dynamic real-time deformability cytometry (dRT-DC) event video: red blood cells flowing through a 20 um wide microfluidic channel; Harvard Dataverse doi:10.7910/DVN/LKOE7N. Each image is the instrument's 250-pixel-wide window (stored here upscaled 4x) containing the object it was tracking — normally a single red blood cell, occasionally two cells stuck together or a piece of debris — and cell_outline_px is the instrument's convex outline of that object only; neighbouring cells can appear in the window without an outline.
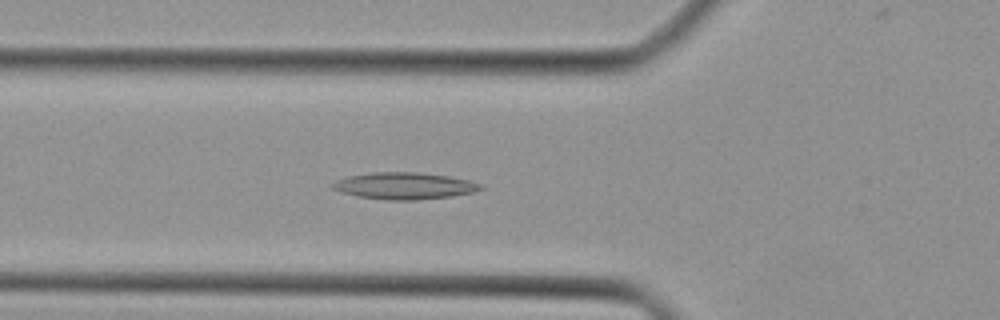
{"species": "Egyptian fruit bat (a non-hibernating species)", "species_latin": "Rousettus aegyptiacus", "temperature_condition": "cold", "stored_images_in_passage": 33, "camera_frame_rate_fps": 3000, "um_per_image_px": 0.085, "animal": {"sex": "female"}, "frame": {"image": 1, "passage_image": 7, "time_ms": 2.0, "image_size_px": [1000, 320], "cell_outline_px": [[484, 188], [472, 192], [452, 196], [416, 200], [388, 200], [360, 196], [340, 192], [332, 188], [332, 184], [336, 180], [348, 176], [372, 172], [416, 172], [448, 176], [468, 180], [480, 184]], "centroid_in_image_um": [34.35, 15.79], "position_along_channel_um": 91.4, "area_um2": 22.89}}
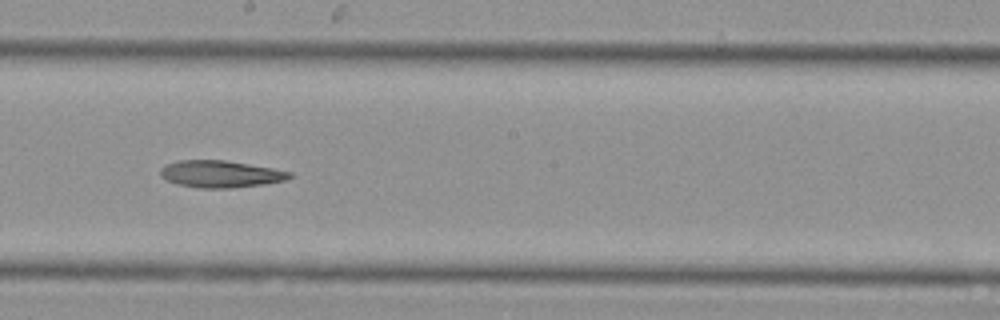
{"frame": {"image": 2, "passage_image": 16, "time_ms": 5.0, "image_size_px": [1000, 320], "cell_outline_px": [[292, 176], [284, 180], [264, 184], [232, 188], [200, 188], [176, 184], [160, 176], [160, 168], [168, 164], [180, 160], [224, 160], [272, 168], [292, 172]], "centroid_in_image_um": [18.73, 14.79], "position_along_channel_um": 229.5, "area_um2": 20.17}}
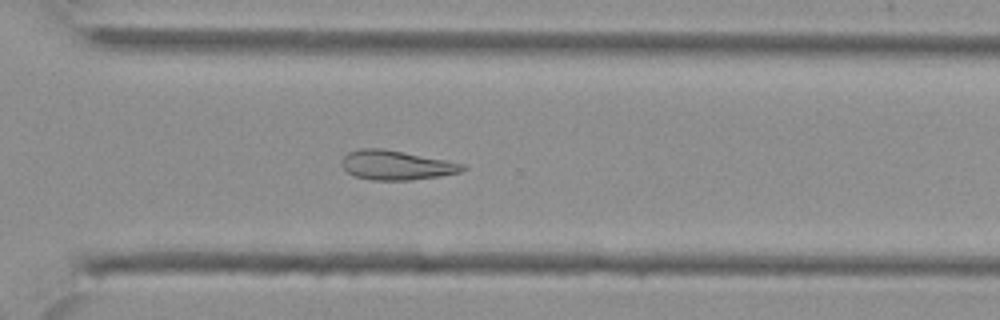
{"frame": {"image": 3, "passage_image": 23, "time_ms": 7.333, "image_size_px": [1000, 320], "cell_outline_px": [[468, 168], [460, 172], [440, 176], [408, 180], [372, 180], [356, 176], [348, 172], [340, 164], [344, 156], [348, 152], [360, 148], [380, 148], [468, 164]], "centroid_in_image_um": [33.71, 14.04], "position_along_channel_um": 336.9, "area_um2": 20.63}}